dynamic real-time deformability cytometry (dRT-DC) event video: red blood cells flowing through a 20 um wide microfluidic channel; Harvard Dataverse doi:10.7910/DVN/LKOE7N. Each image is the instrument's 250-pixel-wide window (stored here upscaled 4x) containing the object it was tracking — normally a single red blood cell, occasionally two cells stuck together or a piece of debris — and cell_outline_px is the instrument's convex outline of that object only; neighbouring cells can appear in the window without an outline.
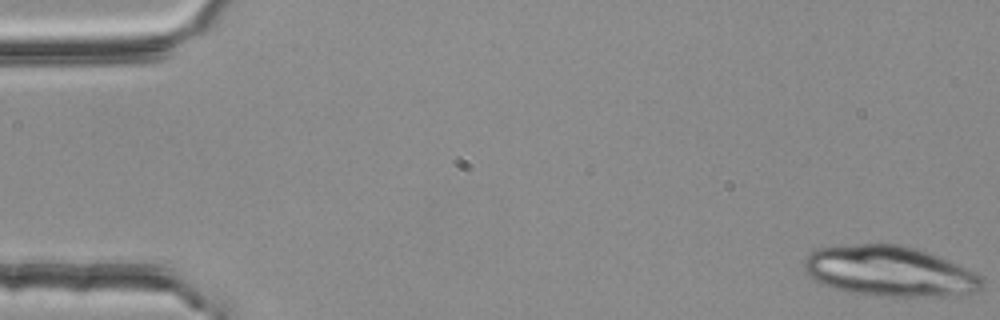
{"species": "common noctule bat (a hibernating species)", "species_latin": "Nyctalus noctula", "temperature_condition": "room temperature", "stored_images_in_passage": 23, "camera_frame_rate_fps": 3000, "um_per_image_px": 0.085, "animal": {"sex": "female", "body_mass_g": 25.1}, "frame": {"image": 1, "passage_image": 1, "time_ms": 0.0, "image_size_px": [1000, 320], "cell_outline_px": [[984, 288], [980, 292], [944, 296], [880, 296], [848, 292], [832, 288], [820, 284], [812, 280], [804, 268], [804, 256], [820, 248], [856, 244], [900, 244], [916, 248], [928, 252], [948, 260], [976, 272], [984, 280]], "centroid_in_image_um": [75.63, 23.07], "position_along_channel_um": 9.4, "area_um2": 52.6}}